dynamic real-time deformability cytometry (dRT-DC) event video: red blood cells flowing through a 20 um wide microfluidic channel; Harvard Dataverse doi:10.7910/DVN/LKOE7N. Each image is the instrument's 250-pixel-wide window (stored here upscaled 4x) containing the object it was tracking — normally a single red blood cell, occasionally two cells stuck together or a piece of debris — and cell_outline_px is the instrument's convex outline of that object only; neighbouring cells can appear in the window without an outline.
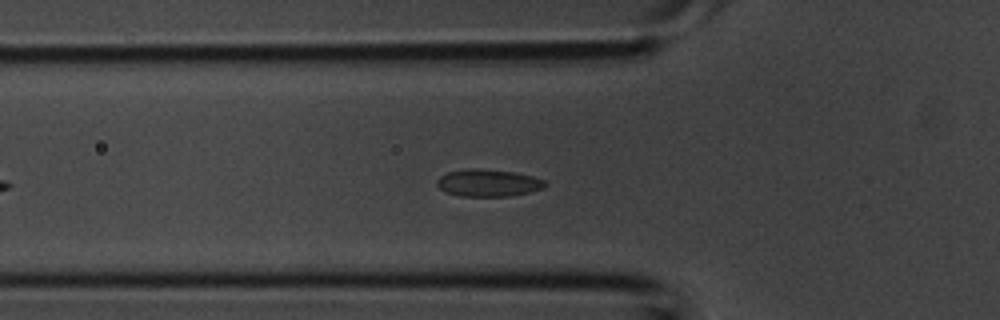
{"species": "common noctule bat (a hibernating species)", "species_latin": "Nyctalus noctula", "temperature_condition": "room temperature", "stored_images_in_passage": 31, "camera_frame_rate_fps": 3000, "um_per_image_px": 0.085, "animal": {"sex": "male", "body_mass_g": 20.1, "forearm_length_mm": 53.5}, "frame": {"image": 1, "passage_image": 7, "time_ms": 2.0, "image_size_px": [1000, 320], "cell_outline_px": [[548, 184], [544, 188], [528, 192], [508, 196], [460, 196], [444, 192], [436, 184], [436, 180], [440, 176], [448, 172], [468, 168], [480, 168], [516, 172], [532, 176], [544, 180]], "centroid_in_image_um": [41.48, 15.54], "position_along_channel_um": 84.3, "area_um2": 17.28}}
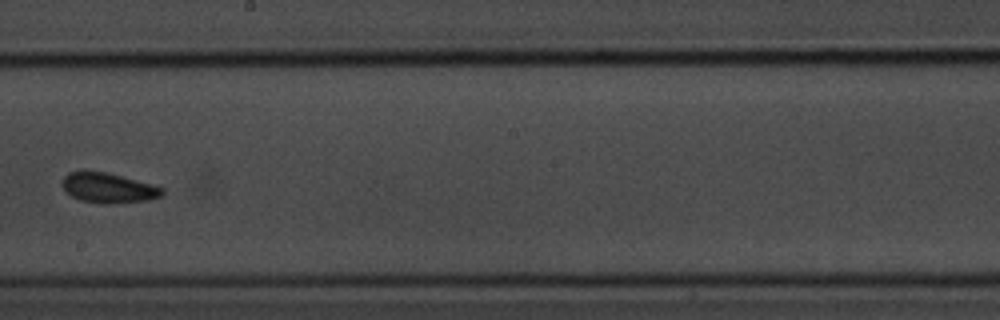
{"frame": {"image": 2, "passage_image": 16, "time_ms": 5.0, "image_size_px": [1000, 320], "cell_outline_px": [[164, 192], [160, 196], [148, 200], [108, 204], [100, 204], [80, 200], [64, 192], [60, 184], [64, 176], [68, 172], [84, 168], [108, 172], [152, 184], [164, 188]], "centroid_in_image_um": [9.12, 15.93], "position_along_channel_um": 239.1, "area_um2": 18.15}}
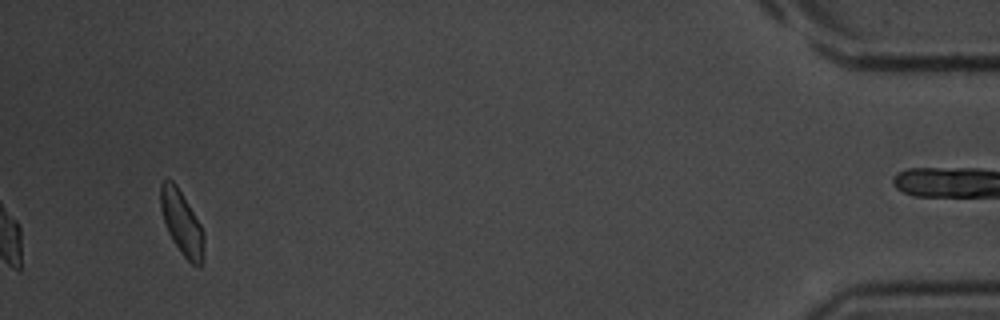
{"frame": {"image": 3, "passage_image": 31, "time_ms": 10.0, "image_size_px": [1000, 320], "cell_outline_px": [[204, 260], [200, 268], [192, 264], [180, 252], [172, 240], [168, 232], [160, 208], [160, 184], [164, 180], [172, 180], [176, 184], [200, 224], [204, 232]], "centroid_in_image_um": [15.46, 18.99], "position_along_channel_um": 419.7, "area_um2": 16.24}}